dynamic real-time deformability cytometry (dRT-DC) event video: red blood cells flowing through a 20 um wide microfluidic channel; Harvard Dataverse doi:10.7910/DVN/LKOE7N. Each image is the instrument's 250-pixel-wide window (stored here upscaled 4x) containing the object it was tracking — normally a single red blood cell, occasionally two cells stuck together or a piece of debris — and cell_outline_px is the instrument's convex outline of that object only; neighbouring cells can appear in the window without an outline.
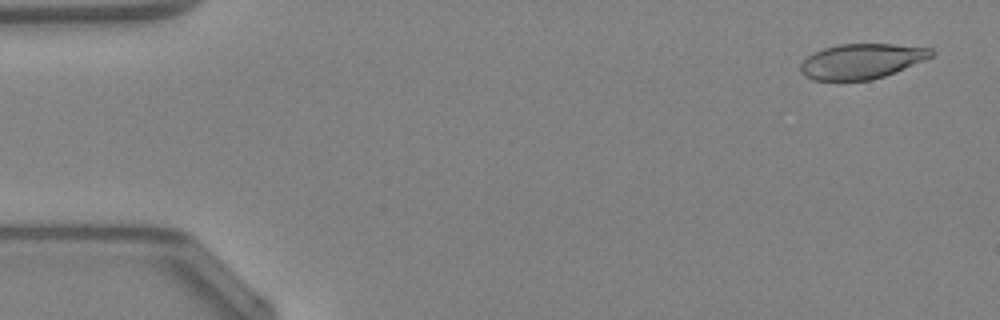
{"species": "Egyptian fruit bat (a non-hibernating species)", "species_latin": "Rousettus aegyptiacus", "temperature_condition": "warm", "stored_images_in_passage": 25, "camera_frame_rate_fps": 3000, "um_per_image_px": 0.085, "animal": {"sex": "female"}, "frame": {"image": 1, "passage_image": 1, "time_ms": 0.0, "image_size_px": [1000, 320], "cell_outline_px": [[936, 52], [932, 56], [924, 60], [884, 76], [872, 80], [812, 80], [804, 76], [800, 72], [800, 64], [808, 56], [824, 48], [840, 44], [892, 44], [932, 48]], "centroid_in_image_um": [73.23, 5.2], "position_along_channel_um": 11.8, "area_um2": 26.59}}
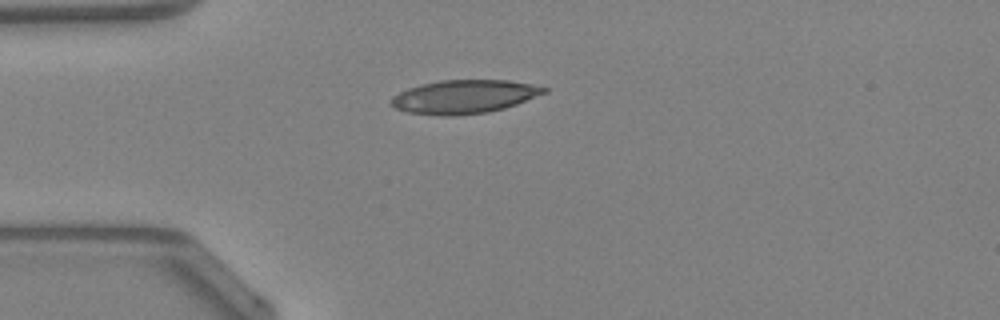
{"frame": {"image": 2, "passage_image": 11, "time_ms": 3.333, "image_size_px": [1000, 320], "cell_outline_px": [[548, 92], [516, 104], [504, 108], [488, 112], [452, 116], [444, 116], [408, 112], [396, 108], [392, 104], [392, 96], [408, 88], [420, 84], [440, 80], [508, 80], [548, 88]], "centroid_in_image_um": [39.45, 8.22], "position_along_channel_um": 45.5, "area_um2": 29.65}}
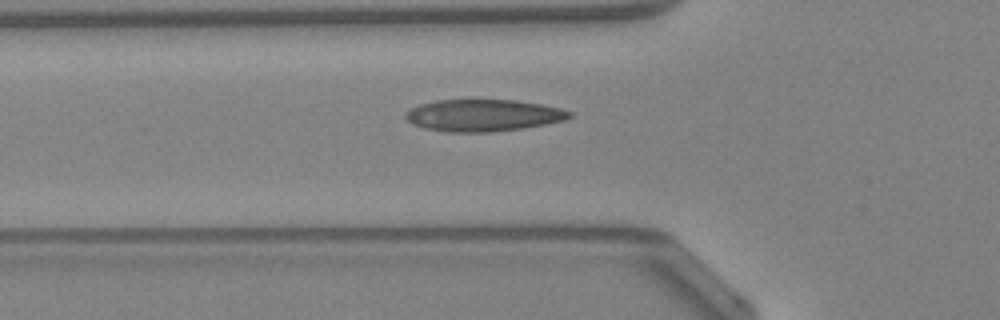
{"frame": {"image": 3, "passage_image": 15, "time_ms": 4.667, "image_size_px": [1000, 320], "cell_outline_px": [[572, 116], [564, 120], [524, 128], [492, 132], [448, 132], [424, 128], [412, 124], [404, 116], [404, 112], [420, 104], [436, 100], [516, 100], [540, 104], [560, 108], [572, 112]], "centroid_in_image_um": [41.05, 9.81], "position_along_channel_um": 84.7, "area_um2": 30.46}}